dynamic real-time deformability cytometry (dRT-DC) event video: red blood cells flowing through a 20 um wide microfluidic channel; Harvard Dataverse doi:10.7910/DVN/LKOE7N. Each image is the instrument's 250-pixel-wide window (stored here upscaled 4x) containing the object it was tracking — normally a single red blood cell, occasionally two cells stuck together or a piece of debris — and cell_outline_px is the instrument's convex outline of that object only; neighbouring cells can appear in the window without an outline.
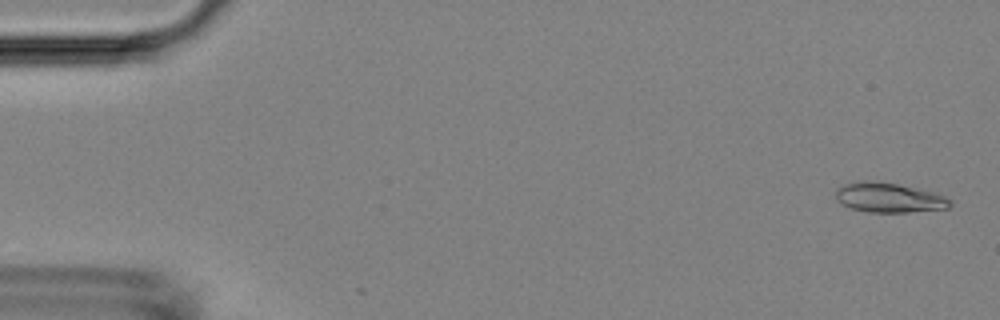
{"species": "Egyptian fruit bat (a non-hibernating species)", "species_latin": "Rousettus aegyptiacus", "temperature_condition": "room temperature", "stored_images_in_passage": 53, "camera_frame_rate_fps": 3000, "um_per_image_px": 0.085, "animal": {"sex": "female"}, "frame": {"image": 1, "passage_image": 2, "time_ms": 0.333, "image_size_px": [1000, 320], "cell_outline_px": [[952, 204], [948, 208], [908, 212], [868, 212], [852, 208], [840, 204], [836, 200], [836, 188], [844, 184], [856, 180], [872, 180], [896, 184], [932, 192], [944, 196], [952, 200]], "centroid_in_image_um": [75.51, 16.79], "position_along_channel_um": 9.5, "area_um2": 19.83}}
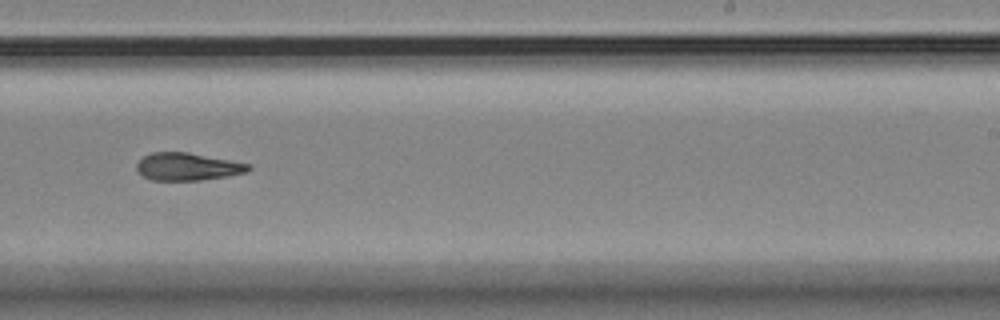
{"frame": {"image": 2, "passage_image": 33, "time_ms": 10.667, "image_size_px": [1000, 320], "cell_outline_px": [[252, 168], [248, 172], [228, 176], [200, 180], [152, 180], [144, 176], [136, 168], [136, 164], [144, 156], [152, 152], [188, 152], [252, 164]], "centroid_in_image_um": [15.99, 14.16], "position_along_channel_um": 273.0, "area_um2": 17.98}}
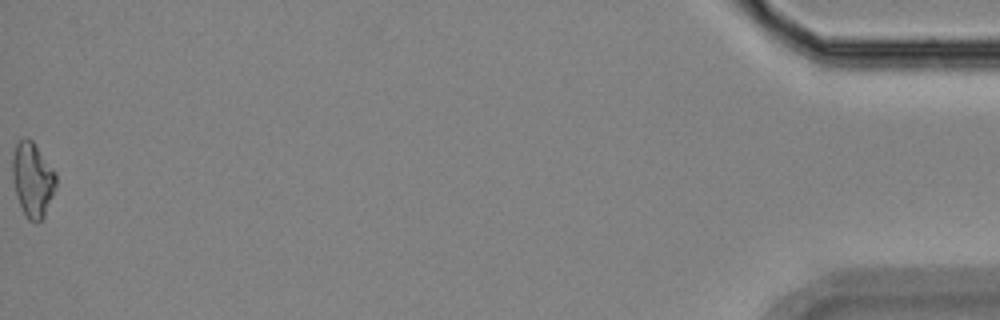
{"frame": {"image": 3, "passage_image": 53, "time_ms": 17.333, "image_size_px": [1000, 320], "cell_outline_px": [[56, 188], [44, 216], [36, 224], [28, 220], [16, 196], [12, 176], [12, 156], [16, 144], [24, 136], [28, 136], [32, 140], [56, 172]], "centroid_in_image_um": [2.77, 15.25], "position_along_channel_um": 432.4, "area_um2": 19.07}}